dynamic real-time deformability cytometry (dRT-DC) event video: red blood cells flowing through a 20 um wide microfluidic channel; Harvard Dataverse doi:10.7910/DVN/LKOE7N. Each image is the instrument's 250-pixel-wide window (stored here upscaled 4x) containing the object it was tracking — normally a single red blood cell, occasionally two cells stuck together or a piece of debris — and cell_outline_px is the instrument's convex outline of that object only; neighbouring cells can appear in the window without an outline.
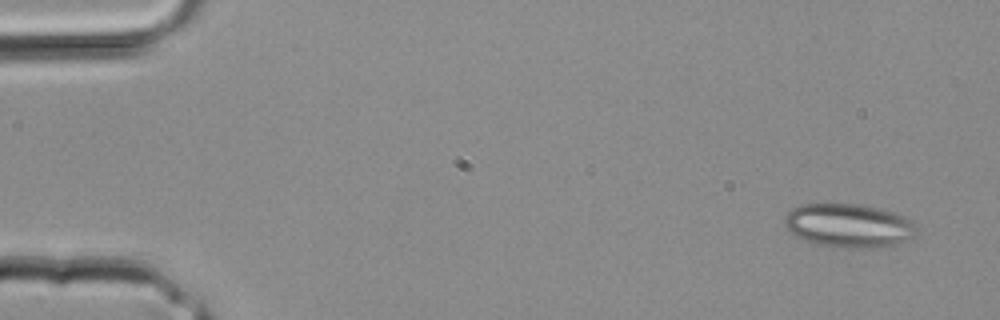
{"species": "common noctule bat (a hibernating species)", "species_latin": "Nyctalus noctula", "temperature_condition": "room temperature", "stored_images_in_passage": 4, "segment_of_instrument_passage": [1, 2], "camera_frame_rate_fps": 3000, "um_per_image_px": 0.085, "animal": {"sex": "male", "body_mass_g": 20.4}, "frame": {"image": 1, "passage_image": 1, "time_ms": 0.0, "image_size_px": [1000, 320], "cell_outline_px": [[916, 224], [912, 236], [908, 240], [892, 244], [868, 248], [852, 248], [816, 244], [804, 240], [796, 236], [784, 224], [784, 216], [792, 208], [800, 204], [860, 204], [896, 212], [912, 220]], "centroid_in_image_um": [72.12, 19.15], "position_along_channel_um": 12.9, "area_um2": 33.41}}